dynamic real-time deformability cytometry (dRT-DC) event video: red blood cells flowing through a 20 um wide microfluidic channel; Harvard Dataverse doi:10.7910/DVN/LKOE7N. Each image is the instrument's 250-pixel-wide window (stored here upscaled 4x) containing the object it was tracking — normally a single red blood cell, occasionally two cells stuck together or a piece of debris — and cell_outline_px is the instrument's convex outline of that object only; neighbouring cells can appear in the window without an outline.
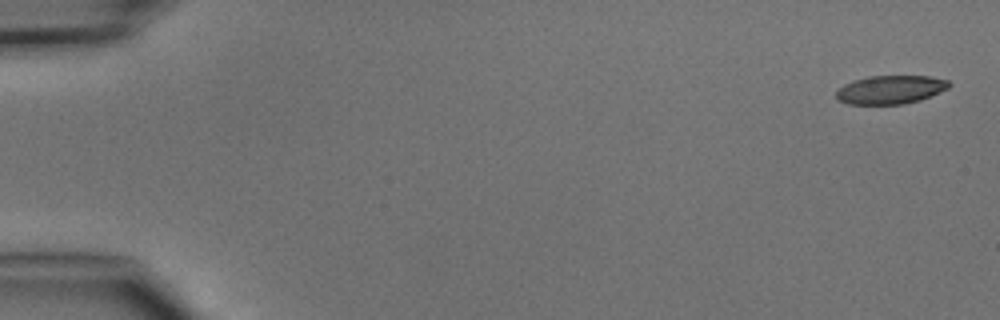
{"species": "common noctule bat (a hibernating species)", "species_latin": "Nyctalus noctula", "temperature_condition": "cold", "stored_images_in_passage": 5, "camera_frame_rate_fps": 3000, "um_per_image_px": 0.085, "animal": {"sex": "male", "body_mass_g": 15.6}, "frame": {"image": 1, "passage_image": 1, "time_ms": 0.0, "image_size_px": [1000, 320], "cell_outline_px": [[952, 84], [948, 88], [920, 100], [904, 104], [848, 104], [836, 100], [836, 92], [844, 84], [868, 76], [928, 76], [948, 80]], "centroid_in_image_um": [75.68, 7.62], "position_along_channel_um": 9.3, "area_um2": 18.67}}
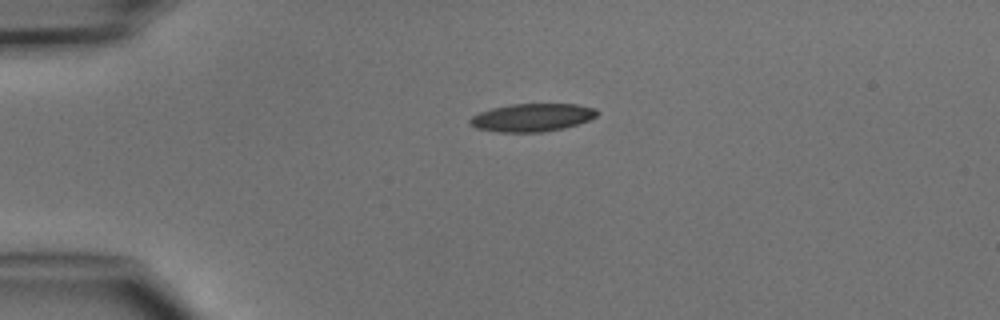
{"frame": {"image": 2, "passage_image": 4, "time_ms": 3.333, "image_size_px": [1000, 320], "cell_outline_px": [[600, 112], [596, 116], [588, 120], [564, 128], [544, 132], [496, 132], [476, 128], [468, 124], [468, 120], [472, 116], [480, 112], [492, 108], [512, 104], [576, 104], [596, 108]], "centroid_in_image_um": [45.21, 9.99], "position_along_channel_um": 39.8, "area_um2": 20.81}}